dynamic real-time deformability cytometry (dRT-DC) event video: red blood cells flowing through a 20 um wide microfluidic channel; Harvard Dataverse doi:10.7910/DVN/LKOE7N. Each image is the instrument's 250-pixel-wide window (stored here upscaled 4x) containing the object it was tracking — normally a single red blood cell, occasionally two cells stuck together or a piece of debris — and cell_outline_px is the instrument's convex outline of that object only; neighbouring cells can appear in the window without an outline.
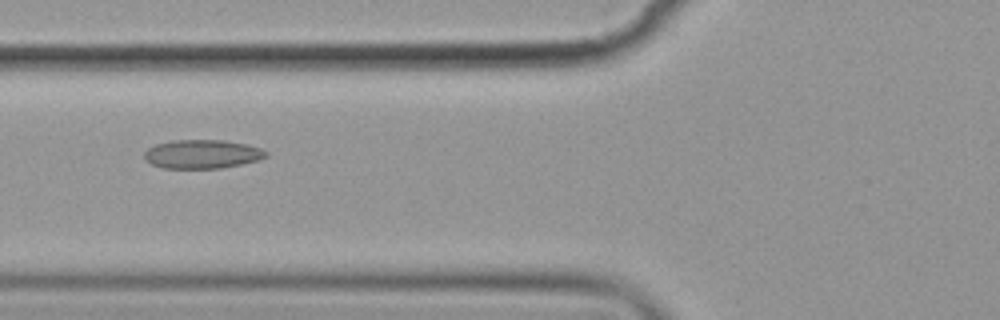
{"species": "common noctule bat (a hibernating species)", "species_latin": "Nyctalus noctula", "temperature_condition": "cold", "stored_images_in_passage": 11, "camera_frame_rate_fps": 3000, "um_per_image_px": 0.085, "animal": {"sex": "female", "body_mass_g": 19.9}, "frame": {"image": 1, "passage_image": 2, "time_ms": 1.333, "image_size_px": [1000, 320], "cell_outline_px": [[268, 156], [260, 160], [220, 168], [164, 168], [152, 164], [144, 160], [144, 152], [148, 148], [156, 144], [172, 140], [224, 140], [248, 144], [260, 148], [268, 152]], "centroid_in_image_um": [17.2, 13.09], "position_along_channel_um": 108.6, "area_um2": 20.52}}
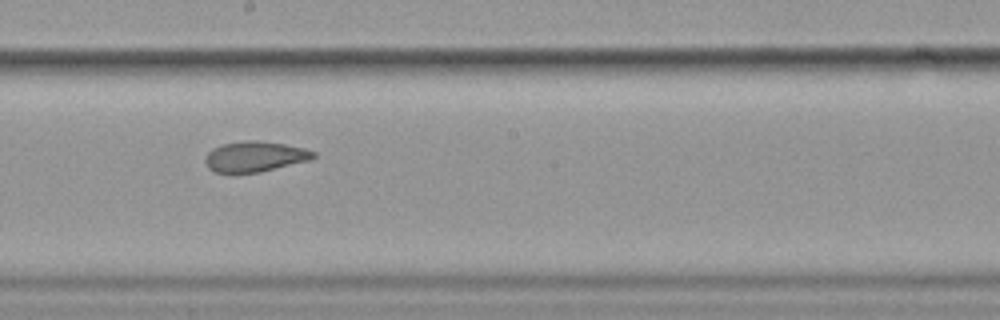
{"frame": {"image": 2, "passage_image": 5, "time_ms": 4.667, "image_size_px": [1000, 320], "cell_outline_px": [[316, 156], [308, 160], [260, 172], [212, 172], [208, 168], [204, 160], [208, 152], [212, 148], [224, 144], [248, 140], [256, 140], [284, 144], [304, 148], [316, 152]], "centroid_in_image_um": [21.64, 13.3], "position_along_channel_um": 226.6, "area_um2": 18.96}}
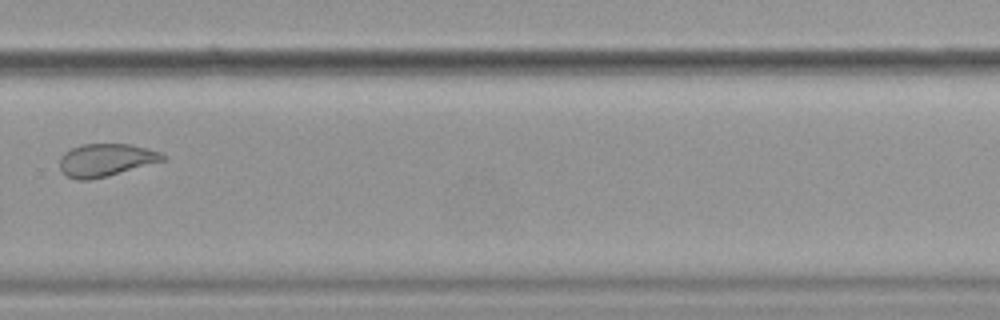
{"frame": {"image": 3, "passage_image": 7, "time_ms": 7.333, "image_size_px": [1000, 320], "cell_outline_px": [[168, 156], [164, 160], [108, 176], [88, 180], [76, 180], [60, 172], [60, 156], [64, 152], [80, 144], [128, 144], [160, 152]], "centroid_in_image_um": [8.95, 13.61], "position_along_channel_um": 320.8, "area_um2": 19.59}, "authors_computed_cell_mechanics": {"area_um2": 20.519, "velocity_mm_per_s": 3.5457, "shape_relaxation_time_tau1_ms": null, "shape_relaxation_time_tau2_ms": 2.5807, "deformation_change_tau1": null, "deformation_change_tau2": 0.068}}